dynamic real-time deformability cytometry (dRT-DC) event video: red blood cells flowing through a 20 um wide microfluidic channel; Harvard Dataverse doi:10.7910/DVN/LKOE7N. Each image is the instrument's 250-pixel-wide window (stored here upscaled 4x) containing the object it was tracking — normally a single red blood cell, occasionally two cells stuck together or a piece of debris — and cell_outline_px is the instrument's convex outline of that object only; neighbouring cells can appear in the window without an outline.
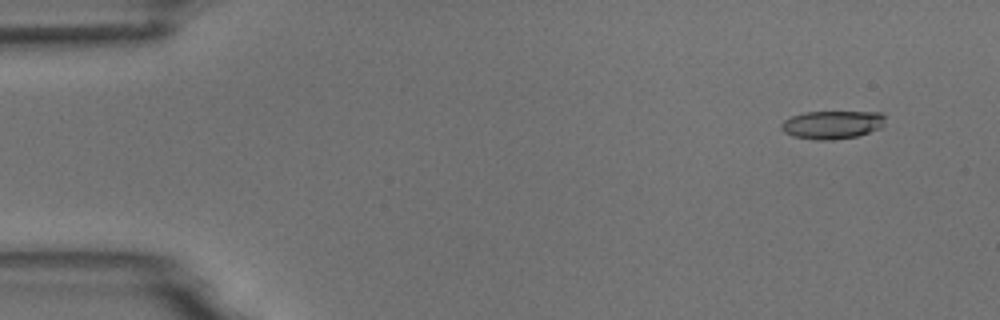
{"species": "common noctule bat (a hibernating species)", "species_latin": "Nyctalus noctula", "temperature_condition": "room temperature", "stored_images_in_passage": 5, "camera_frame_rate_fps": 3000, "um_per_image_px": 0.085, "animal": {"sex": "male", "body_mass_g": 18.8}, "frame": {"image": 1, "passage_image": 2, "time_ms": 1.333, "image_size_px": [1000, 320], "cell_outline_px": [[884, 124], [880, 128], [856, 136], [832, 140], [816, 140], [792, 136], [784, 132], [780, 128], [780, 124], [784, 120], [792, 116], [804, 112], [880, 112], [884, 116]], "centroid_in_image_um": [70.7, 10.6], "position_along_channel_um": 14.3, "area_um2": 17.05}}